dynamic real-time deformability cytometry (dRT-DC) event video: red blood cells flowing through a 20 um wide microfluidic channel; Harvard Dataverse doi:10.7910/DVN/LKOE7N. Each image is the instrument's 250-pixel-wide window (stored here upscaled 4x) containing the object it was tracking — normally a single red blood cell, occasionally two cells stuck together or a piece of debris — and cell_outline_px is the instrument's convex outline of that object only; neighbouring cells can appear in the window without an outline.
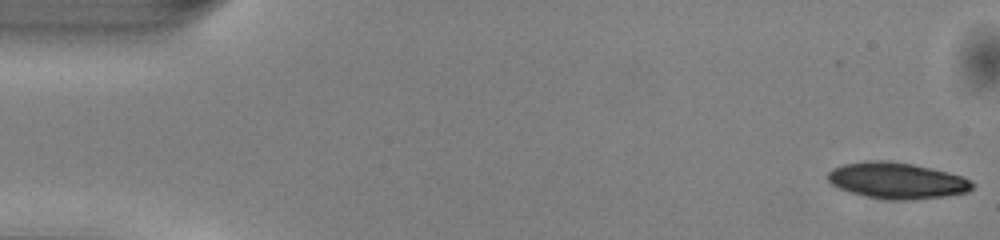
{"species": "common noctule bat (a hibernating species)", "species_latin": "Nyctalus noctula", "temperature_condition": "warm", "stored_images_in_passage": 31, "camera_frame_rate_fps": 3000, "um_per_image_px": 0.085, "animal": {"sex": "male", "body_mass_g": 13.0, "forearm_length_mm": 53.1}, "frame": {"image": 1, "passage_image": 1, "time_ms": 0.0, "image_size_px": [1000, 240], "cell_outline_px": [[976, 184], [968, 192], [944, 196], [912, 200], [888, 200], [868, 196], [852, 192], [840, 188], [832, 184], [828, 180], [828, 172], [832, 168], [844, 164], [864, 160], [888, 160], [912, 164], [932, 168], [964, 176], [972, 180]], "centroid_in_image_um": [76.28, 15.34], "position_along_channel_um": 8.7, "area_um2": 30.63}}
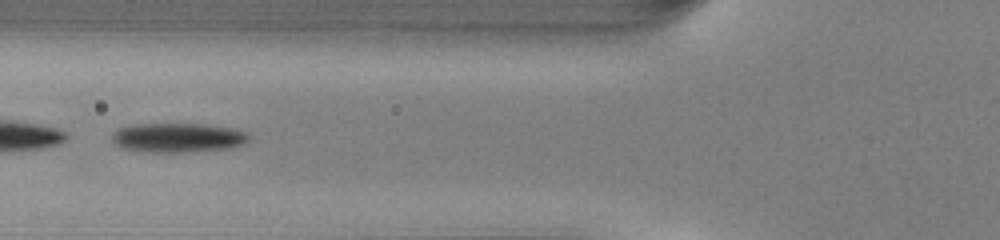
{"frame": {"image": 2, "passage_image": 19, "time_ms": 6.0, "image_size_px": [1000, 240], "cell_outline_px": [[248, 140], [244, 144], [224, 148], [184, 152], [136, 152], [120, 148], [112, 140], [112, 132], [120, 128], [132, 124], [204, 124], [232, 128], [244, 132], [248, 136]], "centroid_in_image_um": [15.02, 11.7], "position_along_channel_um": 110.8, "area_um2": 23.35}}
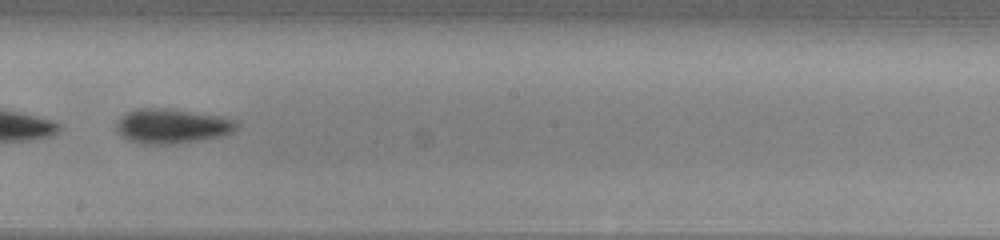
{"frame": {"image": 3, "passage_image": 28, "time_ms": 9.0, "image_size_px": [1000, 240], "cell_outline_px": [[240, 124], [232, 132], [224, 136], [204, 140], [176, 144], [140, 144], [128, 140], [116, 132], [116, 120], [120, 116], [136, 108], [172, 108], [220, 116], [232, 120]], "centroid_in_image_um": [14.59, 10.72], "position_along_channel_um": 233.6, "area_um2": 24.8}}